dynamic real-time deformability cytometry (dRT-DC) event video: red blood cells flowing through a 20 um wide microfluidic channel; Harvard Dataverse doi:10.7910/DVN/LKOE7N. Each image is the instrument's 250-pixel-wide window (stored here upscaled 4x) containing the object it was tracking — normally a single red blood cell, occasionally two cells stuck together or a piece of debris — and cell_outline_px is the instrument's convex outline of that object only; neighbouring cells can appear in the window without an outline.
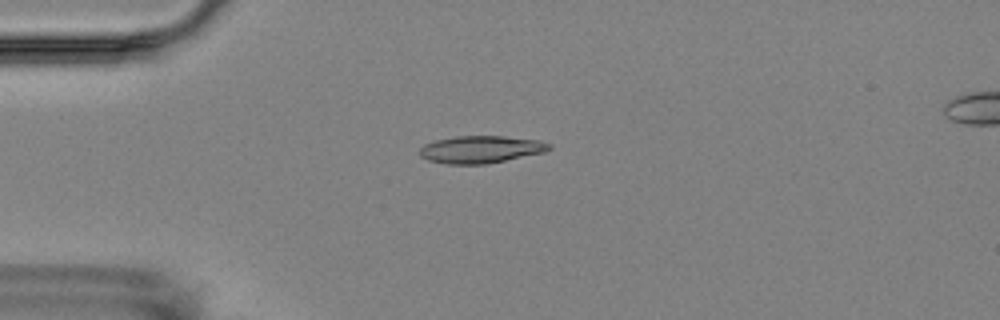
{"species": "Egyptian fruit bat (a non-hibernating species)", "species_latin": "Rousettus aegyptiacus", "temperature_condition": "room temperature", "stored_images_in_passage": 7, "camera_frame_rate_fps": 3000, "um_per_image_px": 0.085, "animal": {"sex": "female"}, "frame": {"image": 1, "passage_image": 5, "time_ms": 4.333, "image_size_px": [1000, 320], "cell_outline_px": [[552, 148], [544, 152], [484, 164], [448, 164], [428, 160], [420, 156], [420, 148], [424, 144], [436, 140], [456, 136], [504, 136], [536, 140], [552, 144]], "centroid_in_image_um": [40.85, 12.69], "position_along_channel_um": 44.2, "area_um2": 20.4}}
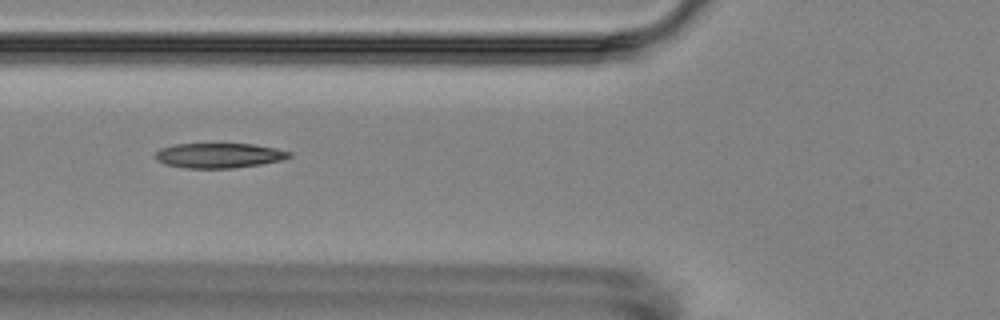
{"frame": {"image": 2, "passage_image": 7, "time_ms": 6.667, "image_size_px": [1000, 320], "cell_outline_px": [[292, 156], [284, 160], [260, 164], [232, 168], [184, 168], [164, 164], [156, 160], [156, 152], [160, 148], [176, 144], [252, 144], [276, 148], [292, 152]], "centroid_in_image_um": [18.63, 13.22], "position_along_channel_um": 107.2, "area_um2": 19.48}}